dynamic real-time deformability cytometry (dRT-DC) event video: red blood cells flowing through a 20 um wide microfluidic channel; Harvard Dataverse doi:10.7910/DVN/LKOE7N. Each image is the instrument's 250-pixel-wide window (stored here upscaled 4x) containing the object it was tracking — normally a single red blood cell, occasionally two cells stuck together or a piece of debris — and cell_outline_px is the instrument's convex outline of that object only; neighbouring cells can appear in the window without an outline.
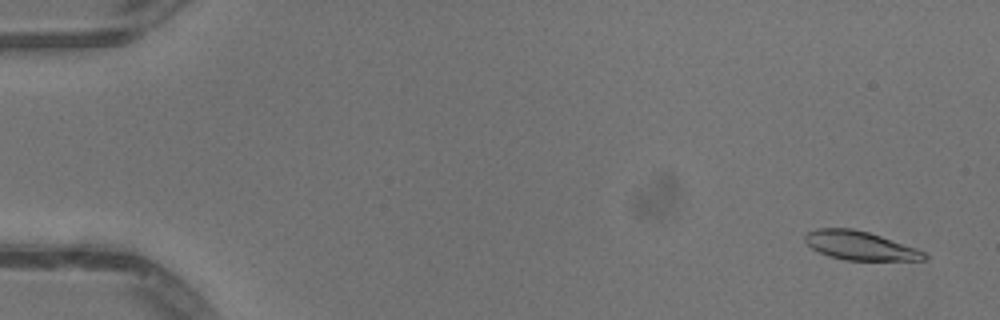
{"species": "common noctule bat (a hibernating species)", "species_latin": "Nyctalus noctula", "temperature_condition": "warm", "stored_images_in_passage": 52, "camera_frame_rate_fps": 3000, "um_per_image_px": 0.085, "animal": {"sex": "male", "body_mass_g": 13.3}, "frame": {"image": 1, "passage_image": 3, "time_ms": 0.667, "image_size_px": [1000, 320], "cell_outline_px": [[928, 256], [924, 260], [844, 260], [828, 256], [812, 248], [804, 240], [804, 236], [808, 232], [816, 228], [852, 228], [868, 232], [916, 248], [924, 252]], "centroid_in_image_um": [73.07, 20.88], "position_along_channel_um": 11.9, "area_um2": 19.83}}
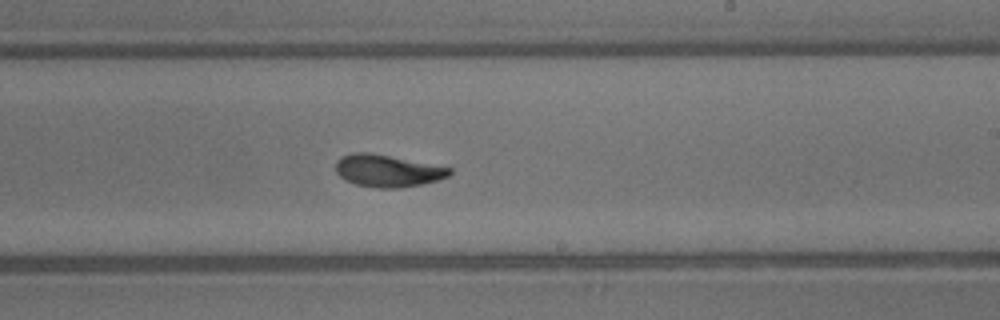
{"frame": {"image": 2, "passage_image": 32, "time_ms": 10.333, "image_size_px": [1000, 320], "cell_outline_px": [[452, 172], [448, 176], [436, 180], [420, 184], [400, 188], [376, 188], [356, 184], [340, 176], [336, 172], [336, 160], [340, 156], [352, 152], [368, 152], [452, 168]], "centroid_in_image_um": [32.9, 14.51], "position_along_channel_um": 256.1, "area_um2": 21.1}}
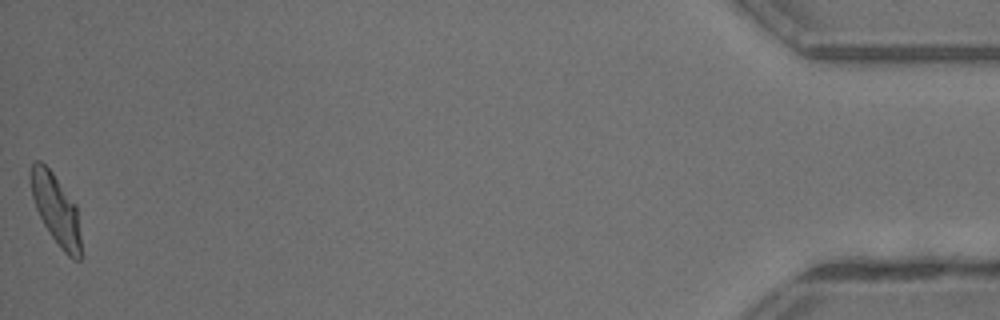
{"frame": {"image": 3, "passage_image": 52, "time_ms": 17.0, "image_size_px": [1000, 320], "cell_outline_px": [[80, 260], [72, 260], [60, 248], [44, 224], [36, 208], [32, 196], [28, 176], [32, 164], [36, 160], [40, 160], [52, 172], [76, 204], [80, 236]], "centroid_in_image_um": [4.74, 17.77], "position_along_channel_um": 430.5, "area_um2": 20.46}, "authors_computed_cell_mechanics": {"area_um2": 20.8369, "velocity_mm_per_s": 4.0776, "shape_relaxation_time_tau1_ms": 3.5968, "shape_relaxation_time_tau2_ms": 1.7519, "deformation_change_tau1": 0.1865, "deformation_change_tau2": 0.081}}